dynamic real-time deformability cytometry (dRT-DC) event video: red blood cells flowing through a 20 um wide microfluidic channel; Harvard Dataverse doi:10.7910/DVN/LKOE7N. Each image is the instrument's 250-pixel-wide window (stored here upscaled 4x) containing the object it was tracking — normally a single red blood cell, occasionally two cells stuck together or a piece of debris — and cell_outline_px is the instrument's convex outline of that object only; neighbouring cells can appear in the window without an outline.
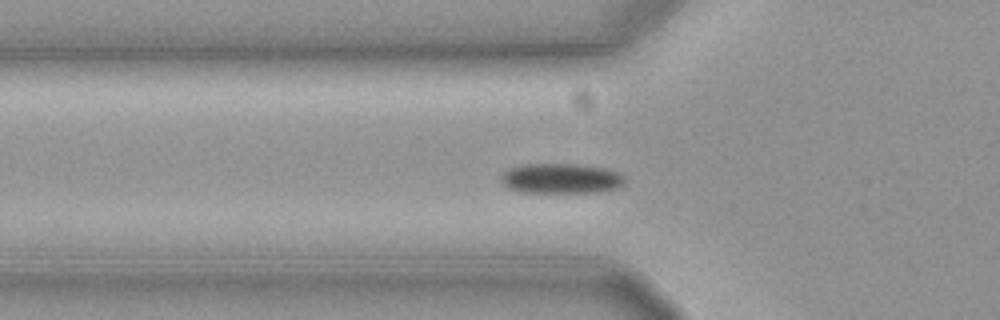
{"species": "common noctule bat (a hibernating species)", "species_latin": "Nyctalus noctula", "temperature_condition": "cold", "stored_images_in_passage": 31, "camera_frame_rate_fps": 3000, "um_per_image_px": 0.085, "animal": {"sex": "female", "body_mass_g": 19.3, "forearm_length_mm": 54.1}, "frame": {"image": 1, "passage_image": 2, "time_ms": 0.333, "image_size_px": [1000, 320], "cell_outline_px": [[624, 184], [620, 188], [600, 192], [520, 192], [508, 188], [500, 180], [500, 176], [504, 172], [512, 168], [524, 164], [576, 164], [608, 168], [620, 172], [624, 176]], "centroid_in_image_um": [47.75, 15.17], "position_along_channel_um": 78.1, "area_um2": 21.91}}
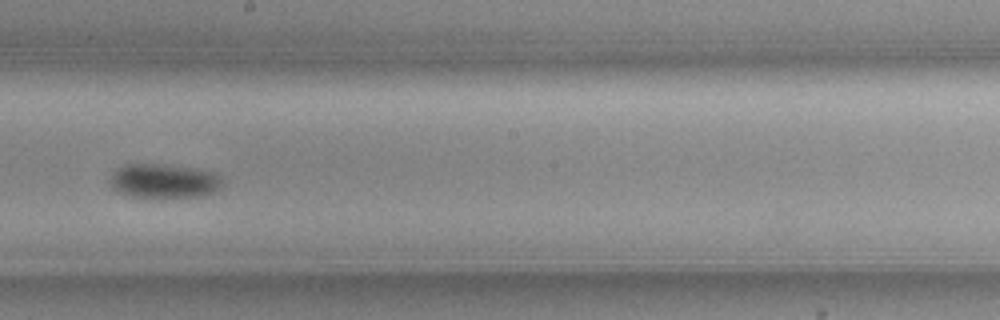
{"frame": {"image": 2, "passage_image": 15, "time_ms": 4.667, "image_size_px": [1000, 320], "cell_outline_px": [[224, 184], [220, 188], [204, 196], [156, 200], [128, 196], [116, 192], [108, 184], [108, 180], [116, 168], [124, 164], [156, 164], [196, 168], [216, 172], [220, 176]], "centroid_in_image_um": [13.9, 15.43], "position_along_channel_um": 234.3, "area_um2": 23.64}}
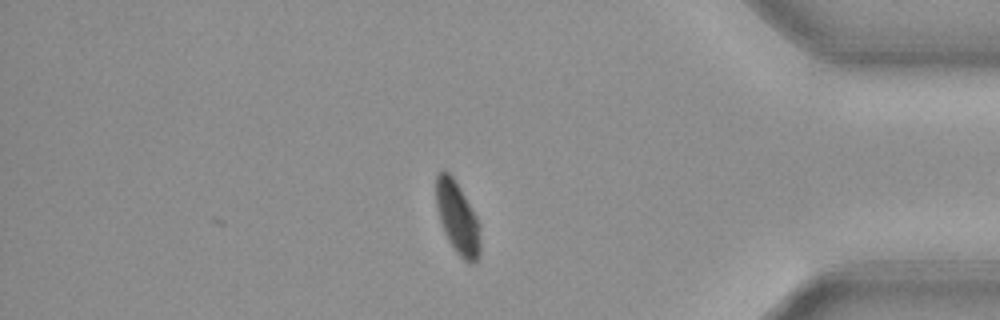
{"frame": {"image": 3, "passage_image": 31, "time_ms": 10.0, "image_size_px": [1000, 320], "cell_outline_px": [[480, 256], [472, 264], [468, 264], [456, 252], [448, 240], [444, 232], [440, 220], [436, 204], [436, 172], [444, 168], [452, 176], [460, 188], [476, 216], [480, 224]], "centroid_in_image_um": [38.89, 18.52], "position_along_channel_um": 396.3, "area_um2": 18.73}, "authors_computed_cell_mechanics": {"area_um2": 22.0796, "velocity_mm_per_s": 3.6079, "shape_relaxation_time_tau1_ms": 6.7177, "shape_relaxation_time_tau2_ms": null, "deformation_change_tau1": 0.1369, "deformation_change_tau2": null}}